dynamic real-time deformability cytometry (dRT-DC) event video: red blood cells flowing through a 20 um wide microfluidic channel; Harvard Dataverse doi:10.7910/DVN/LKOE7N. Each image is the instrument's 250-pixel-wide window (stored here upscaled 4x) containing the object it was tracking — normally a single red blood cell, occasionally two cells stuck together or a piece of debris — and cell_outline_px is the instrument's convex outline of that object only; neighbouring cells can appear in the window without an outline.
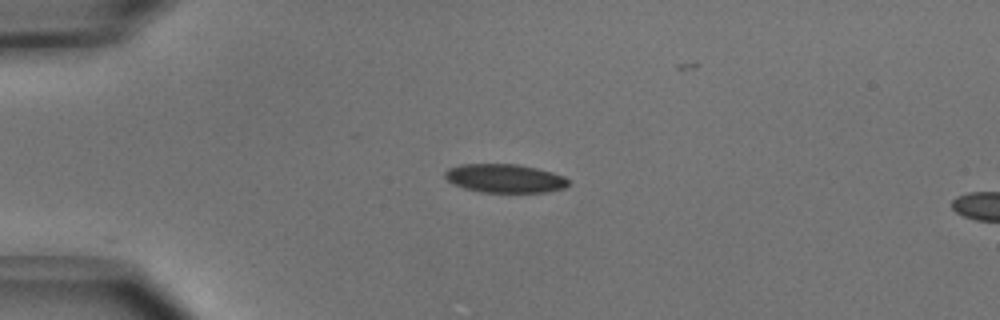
{"species": "common noctule bat (a hibernating species)", "species_latin": "Nyctalus noctula", "temperature_condition": "cold", "stored_images_in_passage": 5, "camera_frame_rate_fps": 3000, "um_per_image_px": 0.085, "animal": {"sex": "male", "body_mass_g": 15.6}, "frame": {"image": 1, "passage_image": 1, "time_ms": 0.0, "image_size_px": [1000, 320], "cell_outline_px": [[568, 184], [564, 188], [548, 192], [480, 192], [464, 188], [452, 184], [444, 176], [444, 172], [448, 168], [460, 164], [516, 164], [536, 168], [552, 172], [564, 176], [568, 180]], "centroid_in_image_um": [42.88, 15.16], "position_along_channel_um": 42.1, "area_um2": 20.63}}